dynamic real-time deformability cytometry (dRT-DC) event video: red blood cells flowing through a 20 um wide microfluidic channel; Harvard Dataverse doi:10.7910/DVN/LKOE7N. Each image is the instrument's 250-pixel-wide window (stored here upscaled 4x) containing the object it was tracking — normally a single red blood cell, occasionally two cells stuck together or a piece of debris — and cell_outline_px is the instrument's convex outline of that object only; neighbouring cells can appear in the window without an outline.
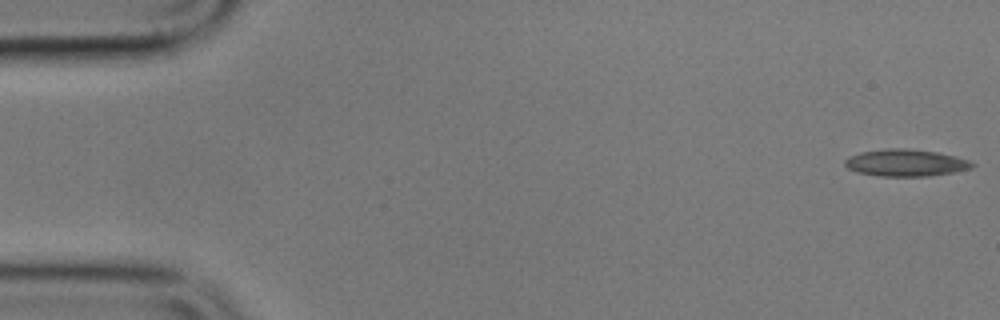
{"species": "common noctule bat (a hibernating species)", "species_latin": "Nyctalus noctula", "temperature_condition": "cold", "stored_images_in_passage": 6, "camera_frame_rate_fps": 3000, "um_per_image_px": 0.085, "animal": {"sex": "male", "body_mass_g": 17.9}, "frame": {"image": 1, "passage_image": 1, "time_ms": 0.0, "image_size_px": [1000, 320], "cell_outline_px": [[976, 164], [972, 168], [952, 172], [928, 176], [880, 176], [856, 172], [848, 168], [844, 164], [844, 160], [848, 156], [860, 152], [884, 148], [904, 148], [936, 152], [956, 156], [968, 160]], "centroid_in_image_um": [76.95, 13.83], "position_along_channel_um": 8.0, "area_um2": 20.06}}
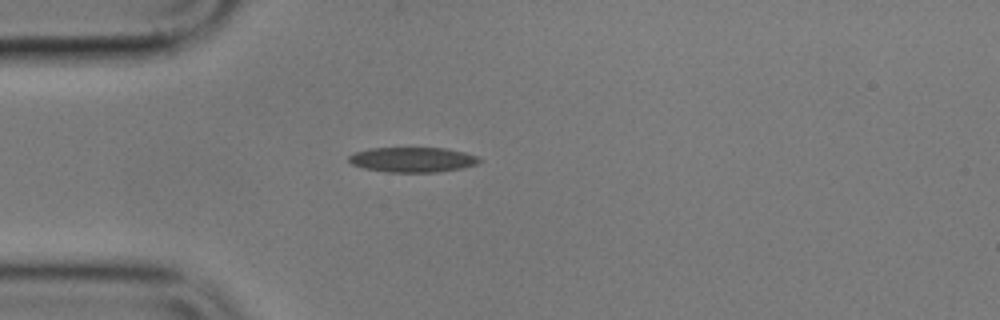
{"frame": {"image": 2, "passage_image": 5, "time_ms": 4.667, "image_size_px": [1000, 320], "cell_outline_px": [[484, 160], [476, 164], [464, 168], [440, 172], [388, 172], [364, 168], [352, 164], [348, 160], [348, 156], [352, 152], [368, 148], [444, 148], [464, 152], [480, 156]], "centroid_in_image_um": [35.1, 13.57], "position_along_channel_um": 49.9, "area_um2": 19.31}}